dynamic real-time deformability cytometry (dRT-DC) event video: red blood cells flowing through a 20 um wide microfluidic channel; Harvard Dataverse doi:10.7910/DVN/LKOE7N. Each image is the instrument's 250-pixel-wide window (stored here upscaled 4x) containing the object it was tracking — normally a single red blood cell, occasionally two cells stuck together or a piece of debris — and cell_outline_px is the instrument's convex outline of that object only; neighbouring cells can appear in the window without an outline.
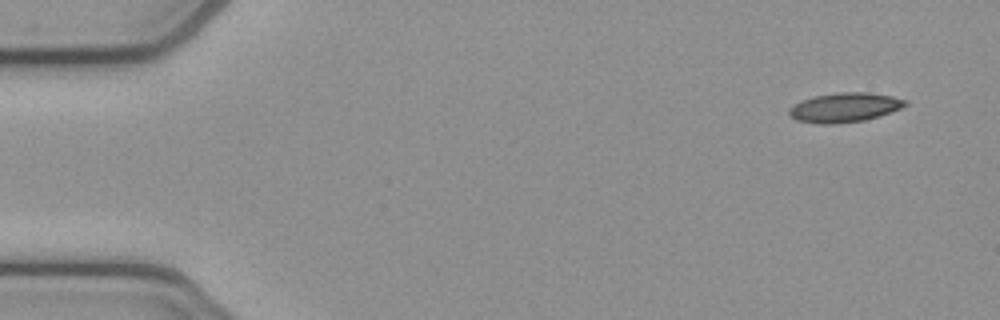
{"species": "common noctule bat (a hibernating species)", "species_latin": "Nyctalus noctula", "temperature_condition": "cold", "stored_images_in_passage": 5, "camera_frame_rate_fps": 3000, "um_per_image_px": 0.085, "animal": {"sex": "female", "body_mass_g": 21.9}, "frame": {"image": 1, "passage_image": 1, "time_ms": 0.0, "image_size_px": [1000, 320], "cell_outline_px": [[908, 104], [900, 108], [880, 116], [864, 120], [832, 124], [820, 124], [796, 120], [788, 112], [788, 108], [800, 100], [816, 96], [840, 92], [868, 92], [892, 96], [908, 100]], "centroid_in_image_um": [71.79, 9.13], "position_along_channel_um": 13.2, "area_um2": 19.88}}
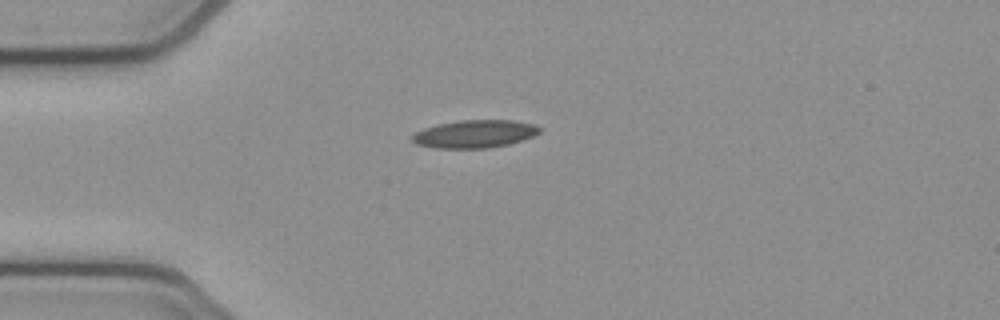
{"frame": {"image": 2, "passage_image": 4, "time_ms": 1.0, "image_size_px": [1000, 320], "cell_outline_px": [[540, 132], [532, 136], [508, 144], [488, 148], [432, 148], [416, 144], [412, 140], [412, 136], [416, 132], [424, 128], [436, 124], [460, 120], [512, 120], [536, 124], [540, 128]], "centroid_in_image_um": [40.33, 11.38], "position_along_channel_um": 44.7, "area_um2": 20.63}}
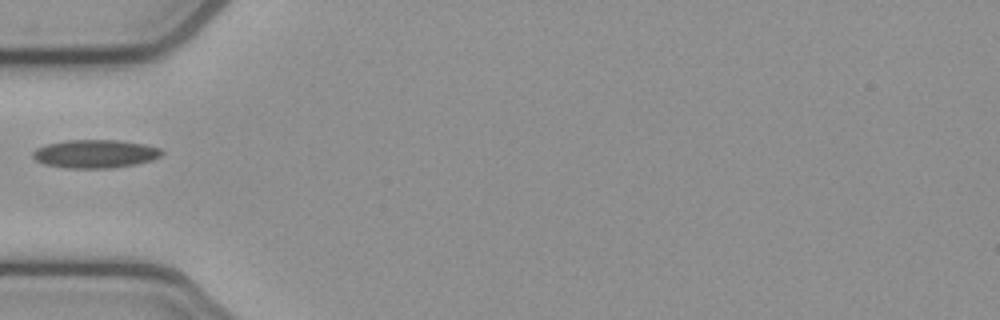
{"frame": {"image": 3, "passage_image": 5, "time_ms": 1.333, "image_size_px": [1000, 320], "cell_outline_px": [[164, 152], [160, 156], [152, 160], [136, 164], [112, 168], [68, 168], [44, 164], [36, 160], [32, 156], [32, 152], [36, 148], [48, 144], [68, 140], [116, 140], [144, 144], [160, 148]], "centroid_in_image_um": [8.09, 13.08], "position_along_channel_um": 76.9, "area_um2": 21.21}}